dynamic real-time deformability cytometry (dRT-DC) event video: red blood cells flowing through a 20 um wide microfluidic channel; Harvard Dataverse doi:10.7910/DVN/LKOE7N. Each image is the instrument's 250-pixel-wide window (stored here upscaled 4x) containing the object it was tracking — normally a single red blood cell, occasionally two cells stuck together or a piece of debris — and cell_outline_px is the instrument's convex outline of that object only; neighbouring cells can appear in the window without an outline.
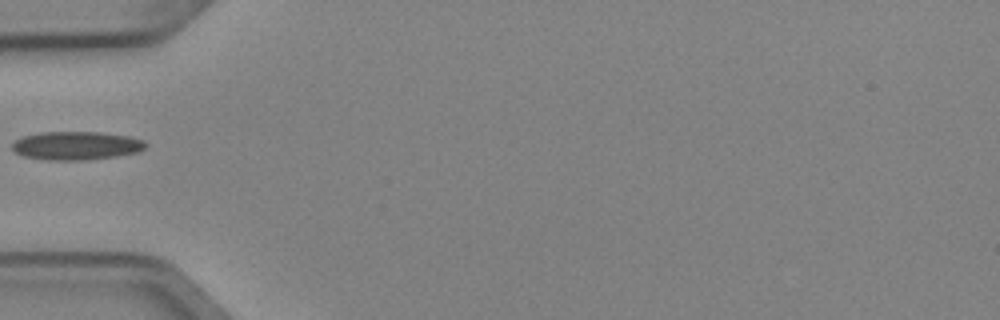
{"species": "Egyptian fruit bat (a non-hibernating species)", "species_latin": "Rousettus aegyptiacus", "temperature_condition": "cold", "stored_images_in_passage": 2, "camera_frame_rate_fps": 3000, "um_per_image_px": 0.085, "animal": {"sex": "female"}, "frame": {"image": 1, "passage_image": 2, "time_ms": 0.333, "image_size_px": [1000, 320], "cell_outline_px": [[148, 144], [144, 148], [136, 152], [116, 156], [80, 160], [48, 160], [24, 156], [16, 152], [12, 148], [12, 144], [20, 136], [40, 132], [100, 132], [128, 136], [144, 140]], "centroid_in_image_um": [6.46, 12.37], "position_along_channel_um": 78.5, "area_um2": 22.02}}